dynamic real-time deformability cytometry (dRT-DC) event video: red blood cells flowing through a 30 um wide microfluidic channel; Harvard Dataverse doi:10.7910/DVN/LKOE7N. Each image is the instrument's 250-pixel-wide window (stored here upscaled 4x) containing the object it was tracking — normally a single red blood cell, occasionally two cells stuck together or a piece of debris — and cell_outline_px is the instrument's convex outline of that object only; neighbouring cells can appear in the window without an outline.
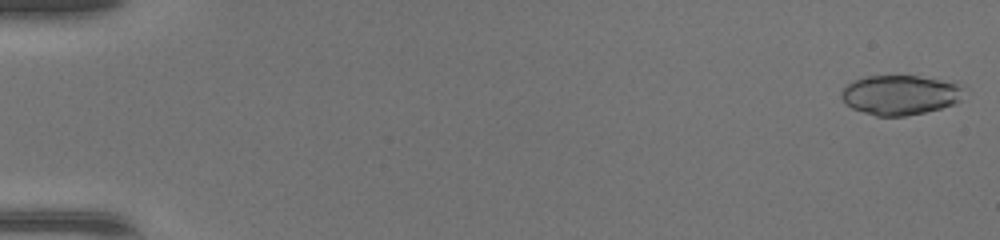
{"species": "common noctule bat (a hibernating species)", "species_latin": "Nyctalus noctula", "temperature_condition": "warm", "stored_images_in_passage": 48, "camera_frame_rate_fps": 3000, "um_per_image_px": 0.085, "animal": {"sex": "female", "body_mass_g": 17.0, "forearm_length_mm": 48.0}, "frame": {"image": 1, "passage_image": 1, "time_ms": 0.0, "image_size_px": [1000, 240], "cell_outline_px": [[968, 88], [960, 100], [952, 104], [940, 108], [924, 112], [904, 116], [876, 116], [852, 108], [840, 96], [840, 92], [848, 84], [864, 76], [916, 76], [940, 80], [956, 84]], "centroid_in_image_um": [76.53, 8.07], "position_along_channel_um": 8.5, "area_um2": 28.09}}